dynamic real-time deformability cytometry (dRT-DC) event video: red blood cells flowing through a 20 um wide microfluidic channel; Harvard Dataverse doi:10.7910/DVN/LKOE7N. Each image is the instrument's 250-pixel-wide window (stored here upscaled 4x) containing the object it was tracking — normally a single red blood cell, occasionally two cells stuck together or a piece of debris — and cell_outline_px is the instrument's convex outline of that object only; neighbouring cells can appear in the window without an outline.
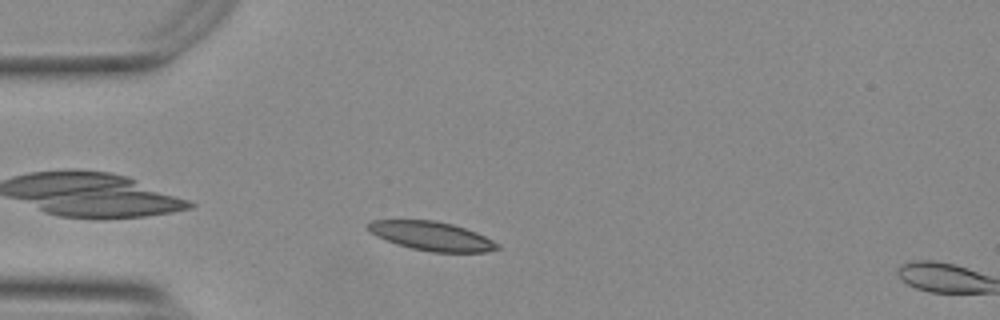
{"species": "Egyptian fruit bat (a non-hibernating species)", "species_latin": "Rousettus aegyptiacus", "temperature_condition": "warm", "stored_images_in_passage": 5, "camera_frame_rate_fps": 3000, "um_per_image_px": 0.085, "animal": {"sex": "female"}, "frame": {"image": 1, "passage_image": 3, "time_ms": 0.667, "image_size_px": [1000, 320], "cell_outline_px": [[500, 248], [488, 252], [432, 252], [412, 248], [396, 244], [376, 236], [364, 224], [372, 220], [432, 220], [452, 224], [476, 232], [500, 244]], "centroid_in_image_um": [36.69, 20.06], "position_along_channel_um": 48.3, "area_um2": 21.73}}